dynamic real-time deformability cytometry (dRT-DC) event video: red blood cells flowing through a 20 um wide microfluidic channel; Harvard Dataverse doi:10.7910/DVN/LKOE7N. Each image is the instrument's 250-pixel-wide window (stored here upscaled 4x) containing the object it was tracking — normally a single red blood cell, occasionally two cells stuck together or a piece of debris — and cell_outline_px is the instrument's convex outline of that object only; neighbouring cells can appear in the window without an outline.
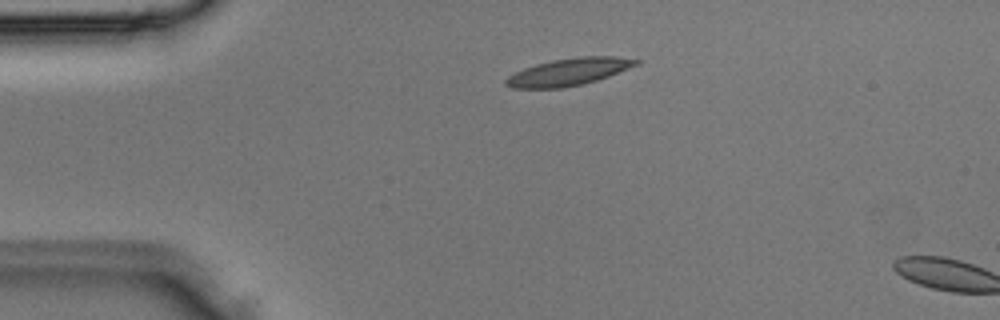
{"species": "Egyptian fruit bat (a non-hibernating species)", "species_latin": "Rousettus aegyptiacus", "temperature_condition": "room temperature", "stored_images_in_passage": 2, "camera_frame_rate_fps": 3000, "um_per_image_px": 0.085, "animal": {"sex": "male"}, "frame": {"image": 1, "passage_image": 1, "time_ms": 0.0, "image_size_px": [1000, 320], "cell_outline_px": [[640, 64], [608, 76], [596, 80], [580, 84], [560, 88], [512, 88], [504, 84], [504, 80], [508, 76], [524, 68], [536, 64], [552, 60], [580, 56], [616, 56], [640, 60]], "centroid_in_image_um": [48.34, 6.1], "position_along_channel_um": 36.7, "area_um2": 20.52}}